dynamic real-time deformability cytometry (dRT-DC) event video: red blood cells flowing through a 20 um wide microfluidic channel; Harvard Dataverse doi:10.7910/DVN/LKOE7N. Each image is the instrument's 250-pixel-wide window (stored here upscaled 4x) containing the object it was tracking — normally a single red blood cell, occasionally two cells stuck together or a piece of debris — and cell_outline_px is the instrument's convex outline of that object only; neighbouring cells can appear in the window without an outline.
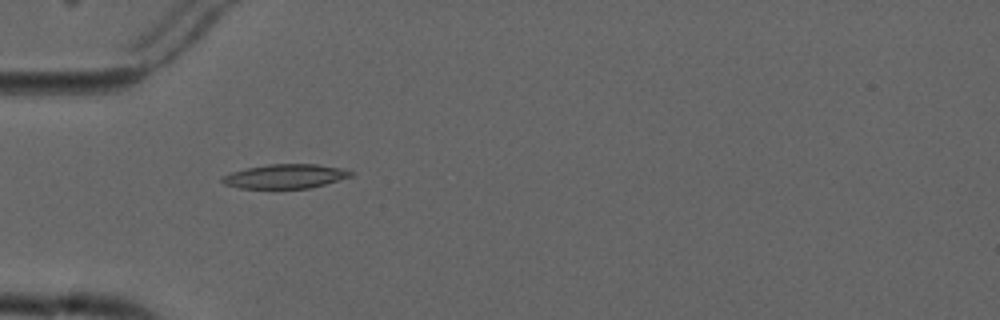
{"species": "common noctule bat (a hibernating species)", "species_latin": "Nyctalus noctula", "temperature_condition": "cold", "stored_images_in_passage": 3, "camera_frame_rate_fps": 3000, "um_per_image_px": 0.085, "animal": {"sex": "male", "forearm_length_mm": 52.5}, "frame": {"image": 1, "passage_image": 2, "time_ms": 1.333, "image_size_px": [1000, 320], "cell_outline_px": [[352, 176], [324, 184], [308, 188], [240, 188], [224, 184], [220, 180], [220, 176], [232, 172], [248, 168], [268, 164], [316, 164], [344, 168], [352, 172]], "centroid_in_image_um": [24.22, 14.98], "position_along_channel_um": 60.8, "area_um2": 18.03}}
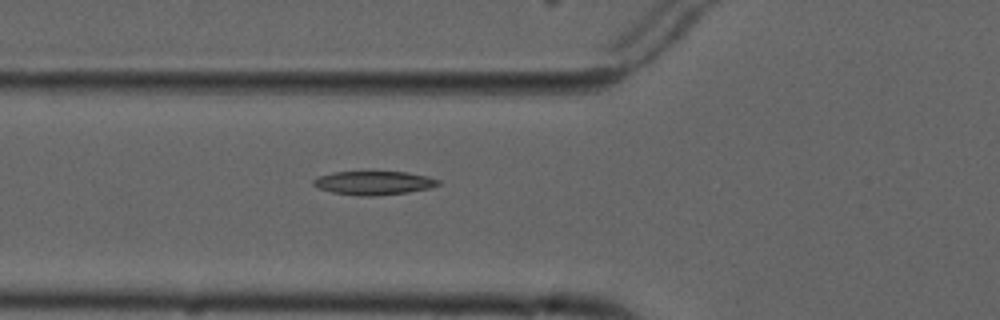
{"frame": {"image": 2, "passage_image": 3, "time_ms": 2.333, "image_size_px": [1000, 320], "cell_outline_px": [[440, 184], [428, 188], [408, 192], [372, 196], [360, 196], [332, 192], [320, 188], [312, 184], [312, 180], [320, 176], [332, 172], [408, 172], [428, 176], [440, 180]], "centroid_in_image_um": [31.78, 15.54], "position_along_channel_um": 94.0, "area_um2": 17.11}}